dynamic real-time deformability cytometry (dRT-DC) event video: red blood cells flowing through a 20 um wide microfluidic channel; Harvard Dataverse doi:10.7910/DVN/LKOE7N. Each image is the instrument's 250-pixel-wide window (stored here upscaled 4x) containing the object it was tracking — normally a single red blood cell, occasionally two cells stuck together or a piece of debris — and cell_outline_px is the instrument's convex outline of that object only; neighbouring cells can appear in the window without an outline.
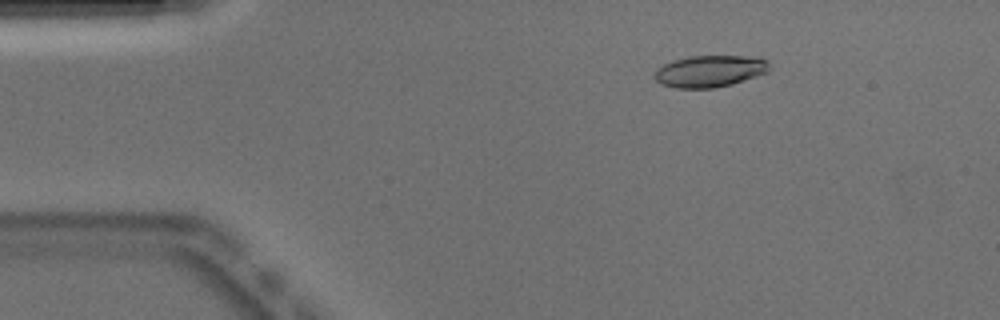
{"species": "Egyptian fruit bat (a non-hibernating species)", "species_latin": "Rousettus aegyptiacus", "temperature_condition": "warm", "stored_images_in_passage": 45, "camera_frame_rate_fps": 3000, "um_per_image_px": 0.085, "animal": {"sex": "male"}, "frame": {"image": 1, "passage_image": 1, "time_ms": 0.0, "image_size_px": [1000, 320], "cell_outline_px": [[768, 72], [732, 84], [716, 88], [676, 88], [660, 84], [656, 80], [656, 68], [672, 60], [688, 56], [744, 56], [768, 60]], "centroid_in_image_um": [60.3, 6.05], "position_along_channel_um": 24.7, "area_um2": 21.15}}
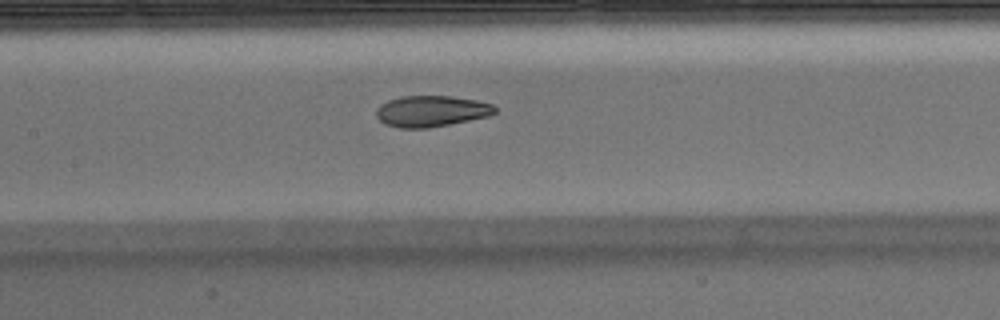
{"frame": {"image": 2, "passage_image": 17, "time_ms": 5.333, "image_size_px": [1000, 320], "cell_outline_px": [[496, 112], [488, 116], [428, 128], [400, 128], [384, 124], [376, 116], [376, 108], [380, 104], [388, 100], [400, 96], [448, 96], [476, 100], [492, 104], [496, 108]], "centroid_in_image_um": [36.62, 9.44], "position_along_channel_um": 170.8, "area_um2": 21.44}}
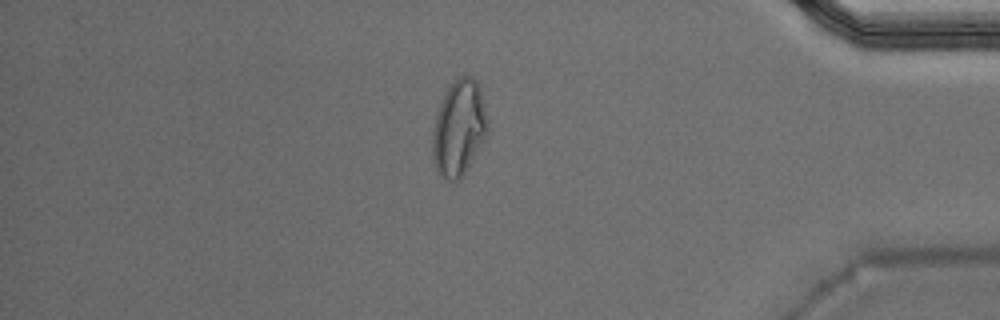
{"frame": {"image": 3, "passage_image": 37, "time_ms": 12.0, "image_size_px": [1000, 320], "cell_outline_px": [[488, 132], [460, 180], [448, 180], [440, 176], [436, 172], [432, 156], [432, 132], [436, 116], [440, 104], [448, 88], [460, 76], [472, 76], [480, 84], [488, 120]], "centroid_in_image_um": [39.01, 10.89], "position_along_channel_um": 396.2, "area_um2": 30.69}, "authors_computed_cell_mechanics": {"area_um2": 22.1374, "velocity_mm_per_s": 3.8907, "shape_relaxation_time_tau1_ms": null, "shape_relaxation_time_tau2_ms": 1.7543, "deformation_change_tau1": null, "deformation_change_tau2": 0.0752}}